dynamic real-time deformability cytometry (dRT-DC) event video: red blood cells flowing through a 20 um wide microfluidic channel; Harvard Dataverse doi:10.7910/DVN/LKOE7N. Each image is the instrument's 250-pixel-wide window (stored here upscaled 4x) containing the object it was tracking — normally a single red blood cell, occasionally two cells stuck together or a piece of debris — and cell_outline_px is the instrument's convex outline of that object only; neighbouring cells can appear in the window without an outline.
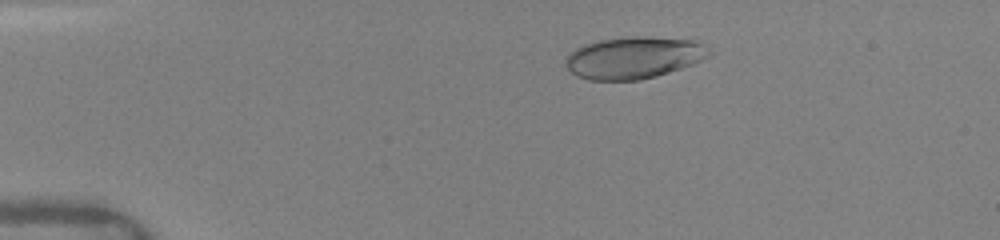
{"species": "human", "species_latin": "Homo sapiens", "temperature_condition": "warm", "stored_images_in_passage": 22, "camera_frame_rate_fps": 3000, "um_per_image_px": 0.085, "donor": {"sex": "female"}, "frame": {"image": 1, "passage_image": 4, "time_ms": 3.0, "image_size_px": [1000, 240], "cell_outline_px": [[712, 56], [692, 64], [656, 76], [640, 80], [588, 80], [576, 76], [564, 64], [564, 56], [576, 48], [584, 44], [600, 40], [632, 36], [640, 36], [696, 40], [704, 44], [712, 52]], "centroid_in_image_um": [53.87, 4.9], "position_along_channel_um": 31.1, "area_um2": 35.32}}
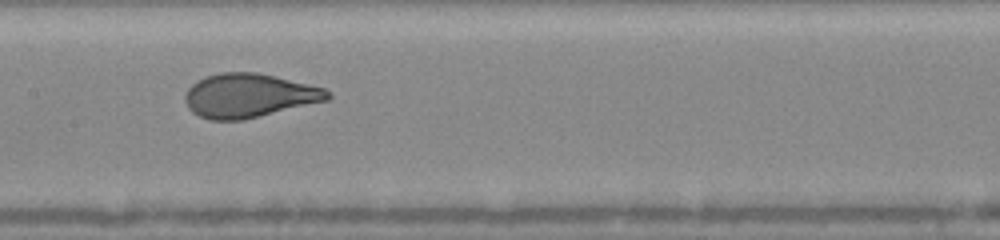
{"frame": {"image": 2, "passage_image": 10, "time_ms": 8.333, "image_size_px": [1000, 240], "cell_outline_px": [[332, 96], [328, 100], [244, 120], [212, 120], [200, 116], [192, 112], [188, 108], [184, 100], [184, 96], [188, 88], [196, 80], [204, 76], [220, 72], [256, 72], [324, 88], [332, 92]], "centroid_in_image_um": [21.14, 8.12], "position_along_channel_um": 186.3, "area_um2": 36.53}}
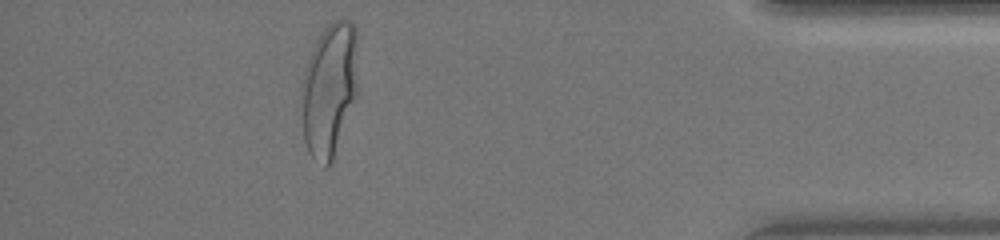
{"frame": {"image": 3, "passage_image": 20, "time_ms": 14.667, "image_size_px": [1000, 240], "cell_outline_px": [[356, 92], [332, 160], [328, 168], [324, 168], [308, 152], [304, 140], [300, 96], [300, 84], [308, 56], [316, 40], [324, 28], [332, 20], [348, 20], [356, 28]], "centroid_in_image_um": [27.93, 7.58], "position_along_channel_um": 407.3, "area_um2": 43.7}, "authors_computed_cell_mechanics": {"area_um2": 36.5007, "velocity_mm_per_s": 4.1022, "shape_relaxation_time_tau1_ms": 3.6218, "shape_relaxation_time_tau2_ms": null, "deformation_change_tau1": 0.1665, "deformation_change_tau2": null}}